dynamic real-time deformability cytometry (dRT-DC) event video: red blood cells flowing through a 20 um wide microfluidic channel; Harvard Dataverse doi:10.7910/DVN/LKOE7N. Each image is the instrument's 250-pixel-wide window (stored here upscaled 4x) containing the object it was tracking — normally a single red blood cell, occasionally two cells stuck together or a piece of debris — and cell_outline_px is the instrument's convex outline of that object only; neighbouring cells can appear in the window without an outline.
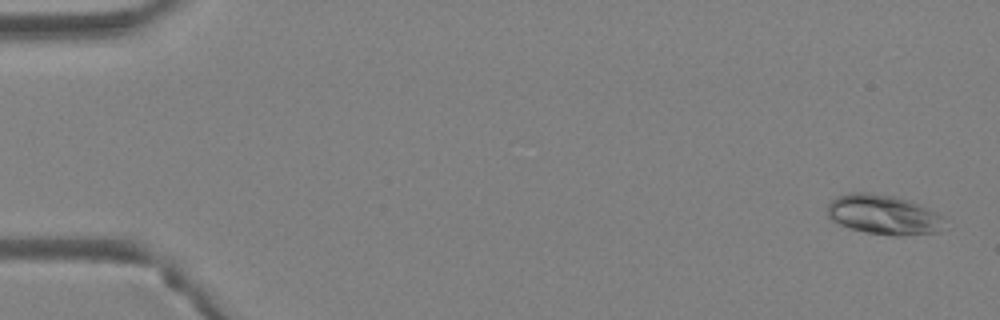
{"species": "Egyptian fruit bat (a non-hibernating species)", "species_latin": "Rousettus aegyptiacus", "temperature_condition": "warm", "stored_images_in_passage": 4, "camera_frame_rate_fps": 3000, "um_per_image_px": 0.085, "animal": {"sex": "female"}, "frame": {"image": 1, "passage_image": 1, "time_ms": 0.0, "image_size_px": [1000, 320], "cell_outline_px": [[940, 216], [936, 232], [896, 236], [892, 236], [868, 232], [852, 228], [840, 224], [832, 220], [828, 216], [828, 204], [836, 196], [852, 192], [868, 192], [892, 196], [908, 200], [936, 212]], "centroid_in_image_um": [74.99, 18.22], "position_along_channel_um": 10.0, "area_um2": 26.24}}
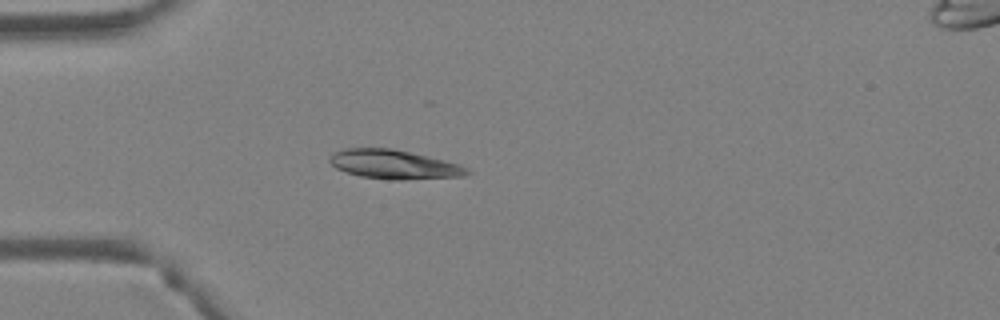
{"frame": {"image": 2, "passage_image": 4, "time_ms": 1.0, "image_size_px": [1000, 320], "cell_outline_px": [[472, 172], [464, 176], [400, 180], [392, 180], [360, 176], [336, 168], [328, 160], [336, 152], [344, 148], [392, 148], [444, 160], [460, 164], [468, 168]], "centroid_in_image_um": [33.53, 13.98], "position_along_channel_um": 51.5, "area_um2": 23.12}}